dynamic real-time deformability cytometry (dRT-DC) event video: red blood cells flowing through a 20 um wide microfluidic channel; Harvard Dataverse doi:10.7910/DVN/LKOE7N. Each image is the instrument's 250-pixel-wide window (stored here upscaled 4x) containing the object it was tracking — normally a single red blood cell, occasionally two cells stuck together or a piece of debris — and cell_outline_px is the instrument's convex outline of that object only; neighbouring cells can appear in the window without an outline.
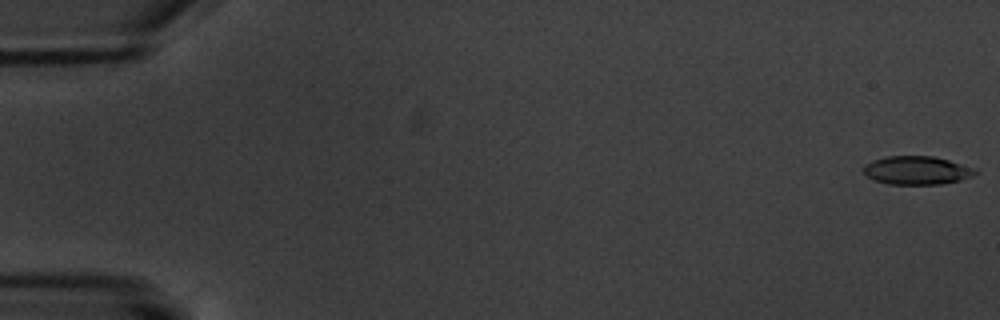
{"species": "common noctule bat (a hibernating species)", "species_latin": "Nyctalus noctula", "temperature_condition": "warm", "stored_images_in_passage": 7, "camera_frame_rate_fps": 3000, "um_per_image_px": 0.085, "animal": {"sex": "male", "body_mass_g": 20.1, "forearm_length_mm": 53.5}, "frame": {"image": 1, "passage_image": 1, "time_ms": 0.0, "image_size_px": [1000, 320], "cell_outline_px": [[980, 172], [972, 176], [960, 180], [940, 184], [888, 184], [876, 180], [868, 176], [864, 172], [864, 164], [872, 160], [888, 156], [936, 156], [976, 168]], "centroid_in_image_um": [77.97, 14.47], "position_along_channel_um": 7.0, "area_um2": 18.55}}